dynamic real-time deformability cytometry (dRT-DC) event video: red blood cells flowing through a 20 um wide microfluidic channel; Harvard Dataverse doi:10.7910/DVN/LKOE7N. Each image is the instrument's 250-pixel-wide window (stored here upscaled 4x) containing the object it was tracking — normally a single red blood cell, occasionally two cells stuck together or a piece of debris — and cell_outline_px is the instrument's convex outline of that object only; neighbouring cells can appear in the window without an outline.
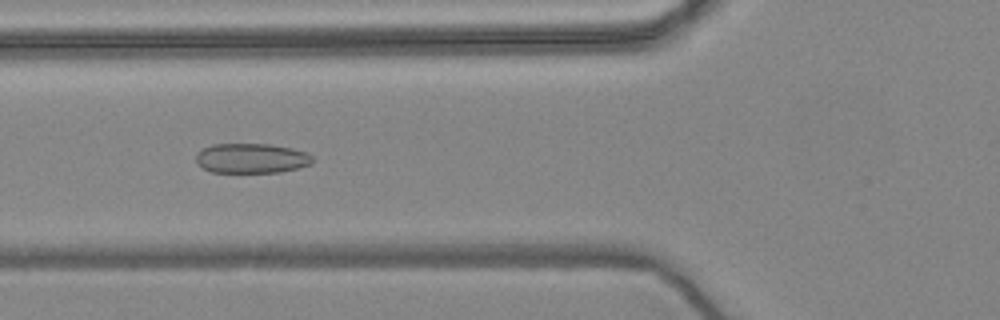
{"species": "common noctule bat (a hibernating species)", "species_latin": "Nyctalus noctula", "temperature_condition": "warm", "stored_images_in_passage": 56, "camera_frame_rate_fps": 3000, "um_per_image_px": 0.085, "animal": {"sex": "female", "body_mass_g": 24.6, "forearm_length_mm": 56.2}, "frame": {"image": 1, "passage_image": 21, "time_ms": 6.667, "image_size_px": [1000, 320], "cell_outline_px": [[312, 164], [280, 172], [212, 172], [196, 164], [196, 156], [204, 148], [212, 144], [272, 144], [292, 148], [304, 152], [312, 156]], "centroid_in_image_um": [21.37, 13.45], "position_along_channel_um": 104.4, "area_um2": 20.11}}
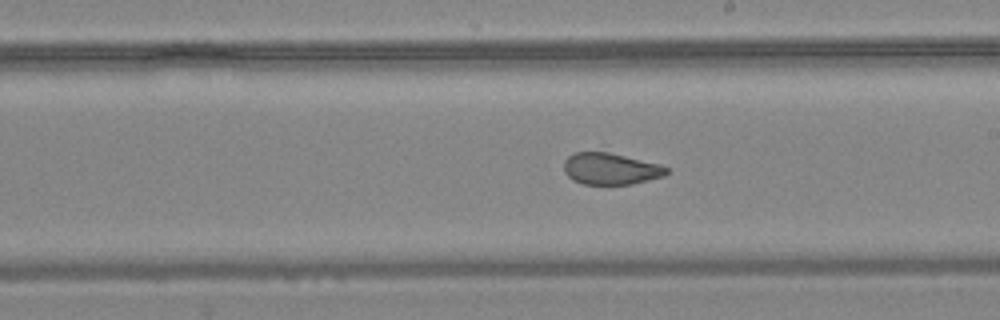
{"frame": {"image": 2, "passage_image": 32, "time_ms": 10.333, "image_size_px": [1000, 320], "cell_outline_px": [[668, 172], [664, 176], [632, 184], [608, 188], [584, 184], [572, 180], [564, 172], [564, 160], [568, 156], [576, 152], [608, 152], [660, 164], [668, 168]], "centroid_in_image_um": [51.88, 14.4], "position_along_channel_um": 237.1, "area_um2": 19.54}}
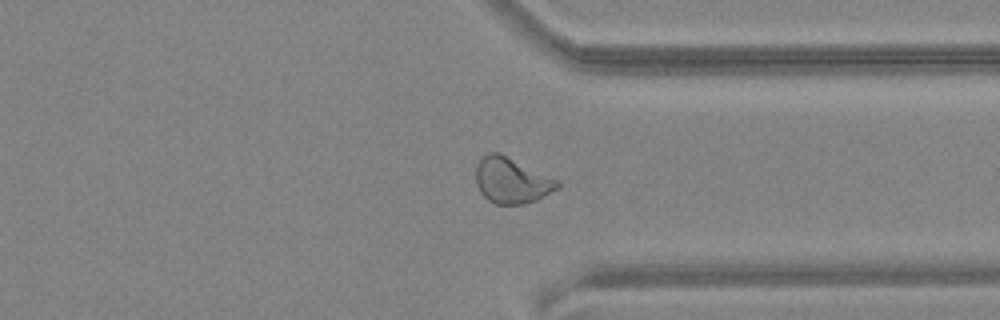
{"frame": {"image": 3, "passage_image": 43, "time_ms": 14.0, "image_size_px": [1000, 320], "cell_outline_px": [[560, 184], [556, 188], [536, 200], [524, 204], [496, 204], [488, 200], [480, 192], [476, 184], [476, 164], [488, 152], [496, 152], [560, 180]], "centroid_in_image_um": [43.46, 15.35], "position_along_channel_um": 367.9, "area_um2": 21.39}, "authors_computed_cell_mechanics": {"area_um2": 22.1663, "velocity_mm_per_s": 3.6157, "shape_relaxation_time_tau1_ms": null, "shape_relaxation_time_tau2_ms": 1.1663, "deformation_change_tau1": null, "deformation_change_tau2": 0.064}}